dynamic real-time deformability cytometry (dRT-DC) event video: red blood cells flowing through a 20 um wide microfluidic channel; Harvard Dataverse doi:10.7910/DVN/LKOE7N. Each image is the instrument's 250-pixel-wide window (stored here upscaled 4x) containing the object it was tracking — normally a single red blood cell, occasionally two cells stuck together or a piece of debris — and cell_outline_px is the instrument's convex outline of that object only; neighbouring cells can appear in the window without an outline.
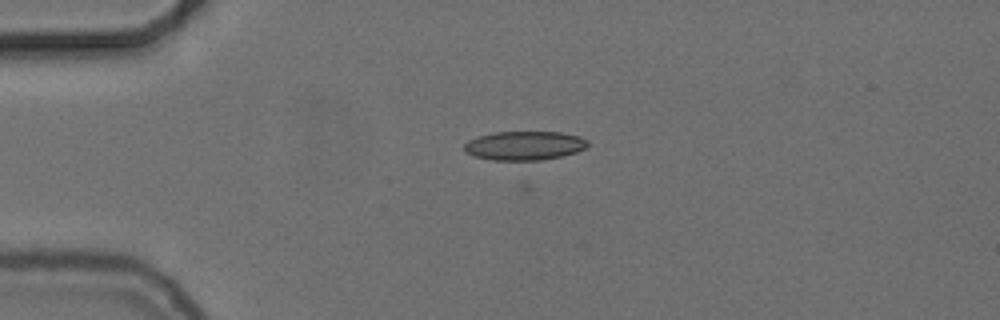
{"species": "common noctule bat (a hibernating species)", "species_latin": "Nyctalus noctula", "temperature_condition": "cold", "stored_images_in_passage": 60, "camera_frame_rate_fps": 3000, "um_per_image_px": 0.085, "animal": {"sex": "female", "body_mass_g": 24.6, "forearm_length_mm": 56.2}, "frame": {"image": 1, "passage_image": 18, "time_ms": 5.667, "image_size_px": [1000, 320], "cell_outline_px": [[588, 144], [584, 148], [576, 152], [564, 156], [544, 160], [492, 160], [472, 156], [464, 152], [464, 144], [468, 140], [480, 136], [496, 132], [560, 132], [580, 136], [588, 140]], "centroid_in_image_um": [44.57, 12.39], "position_along_channel_um": 40.4, "area_um2": 20.98}}
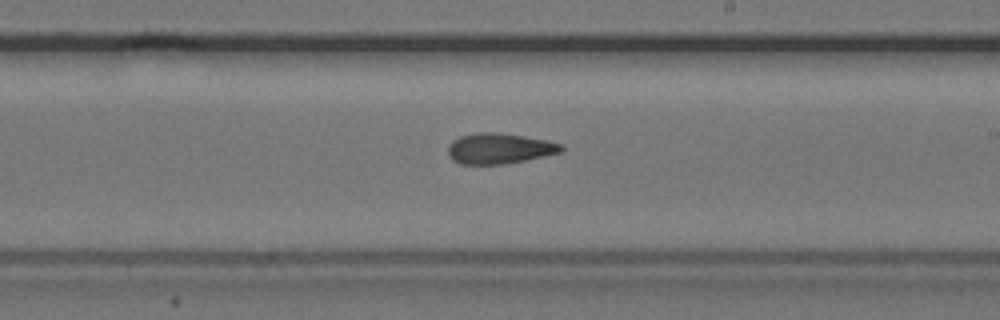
{"frame": {"image": 2, "passage_image": 37, "time_ms": 12.0, "image_size_px": [1000, 320], "cell_outline_px": [[564, 148], [560, 152], [524, 160], [504, 164], [460, 164], [452, 160], [448, 156], [448, 144], [452, 140], [460, 136], [476, 132], [496, 132], [524, 136], [548, 140], [564, 144]], "centroid_in_image_um": [42.41, 12.61], "position_along_channel_um": 246.6, "area_um2": 20.29}}
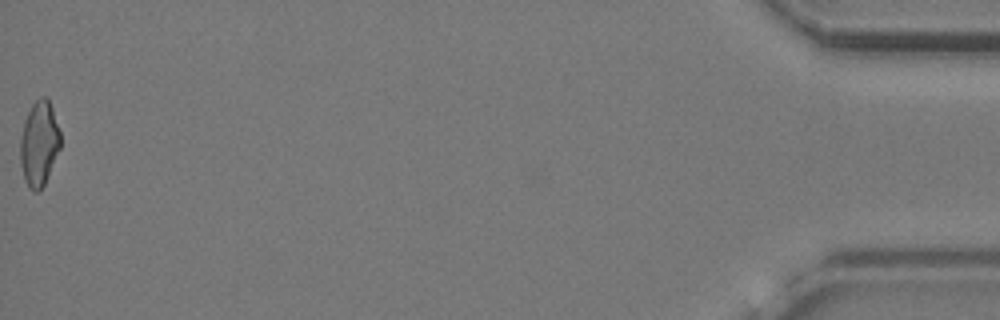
{"frame": {"image": 3, "passage_image": 60, "time_ms": 19.667, "image_size_px": [1000, 320], "cell_outline_px": [[60, 148], [44, 184], [36, 192], [32, 192], [28, 188], [24, 180], [20, 164], [20, 136], [24, 120], [32, 104], [40, 96], [44, 96], [48, 100], [52, 108], [60, 132]], "centroid_in_image_um": [3.3, 12.21], "position_along_channel_um": 431.9, "area_um2": 19.88}, "authors_computed_cell_mechanics": {"area_um2": 19.5942, "velocity_mm_per_s": 3.7225, "shape_relaxation_time_tau1_ms": null, "shape_relaxation_time_tau2_ms": 3.6789, "deformation_change_tau1": null, "deformation_change_tau2": 0.1107}}